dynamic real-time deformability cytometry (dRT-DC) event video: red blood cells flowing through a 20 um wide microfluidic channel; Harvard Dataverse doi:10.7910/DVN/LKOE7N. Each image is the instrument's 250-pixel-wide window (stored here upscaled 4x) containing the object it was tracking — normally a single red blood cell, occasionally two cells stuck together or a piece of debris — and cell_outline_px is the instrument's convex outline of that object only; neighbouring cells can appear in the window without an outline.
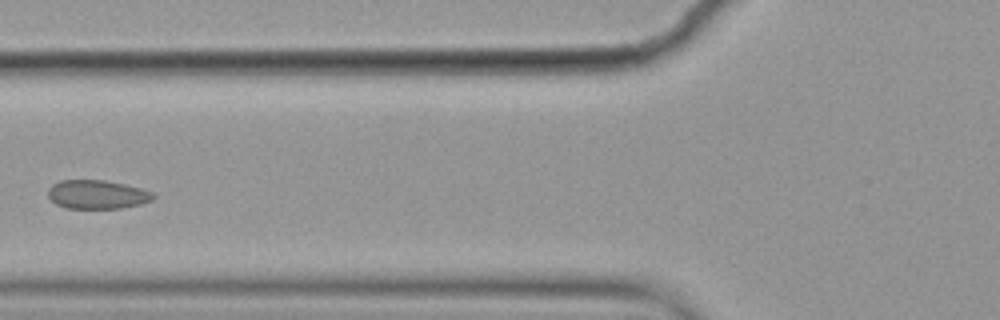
{"species": "common noctule bat (a hibernating species)", "species_latin": "Nyctalus noctula", "temperature_condition": "cold", "stored_images_in_passage": 14, "camera_frame_rate_fps": 3000, "um_per_image_px": 0.085, "animal": {"sex": "female", "body_mass_g": 19.9}, "frame": {"image": 1, "passage_image": 5, "time_ms": 1.333, "image_size_px": [1000, 320], "cell_outline_px": [[156, 196], [152, 200], [140, 204], [120, 208], [64, 208], [56, 204], [48, 196], [48, 188], [52, 184], [60, 180], [104, 180], [124, 184], [140, 188], [152, 192]], "centroid_in_image_um": [8.24, 16.53], "position_along_channel_um": 117.6, "area_um2": 17.63}}
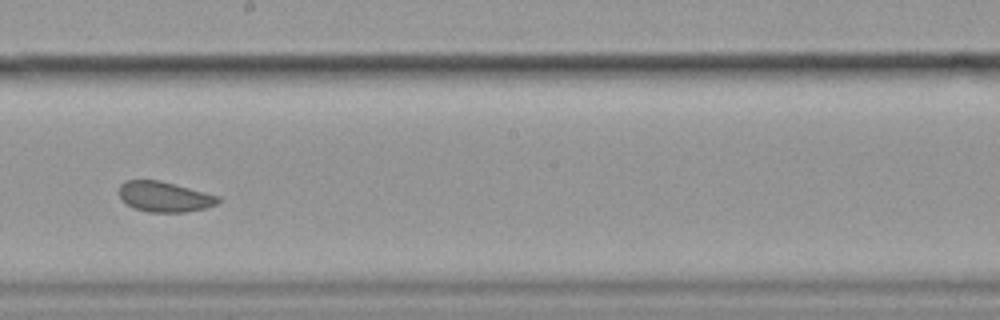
{"frame": {"image": 2, "passage_image": 8, "time_ms": 2.333, "image_size_px": [1000, 320], "cell_outline_px": [[220, 200], [216, 204], [204, 208], [184, 212], [148, 212], [132, 208], [120, 196], [120, 184], [124, 180], [160, 180], [176, 184], [220, 196]], "centroid_in_image_um": [13.98, 16.71], "position_along_channel_um": 234.2, "area_um2": 17.46}}
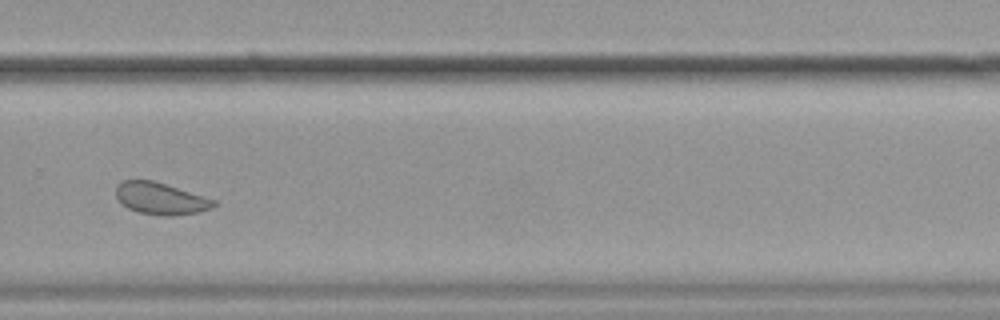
{"frame": {"image": 3, "passage_image": 10, "time_ms": 3.0, "image_size_px": [1000, 320], "cell_outline_px": [[216, 204], [212, 208], [200, 212], [172, 216], [160, 216], [140, 212], [128, 208], [116, 196], [116, 184], [124, 180], [152, 180], [216, 200]], "centroid_in_image_um": [13.66, 16.88], "position_along_channel_um": 316.1, "area_um2": 18.03}}